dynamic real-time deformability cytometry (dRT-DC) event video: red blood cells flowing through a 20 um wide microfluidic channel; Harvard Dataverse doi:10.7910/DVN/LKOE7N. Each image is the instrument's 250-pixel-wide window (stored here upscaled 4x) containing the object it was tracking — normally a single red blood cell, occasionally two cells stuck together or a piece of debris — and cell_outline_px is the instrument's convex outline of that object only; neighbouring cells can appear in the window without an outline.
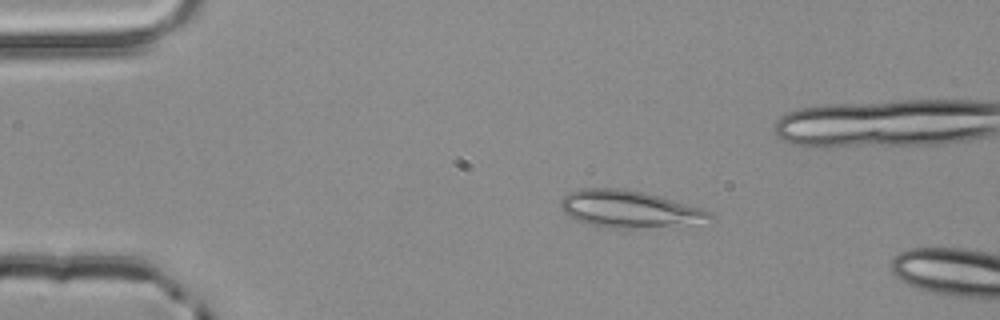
{"species": "common noctule bat (a hibernating species)", "species_latin": "Nyctalus noctula", "temperature_condition": "room temperature", "stored_images_in_passage": 4, "camera_frame_rate_fps": 3000, "um_per_image_px": 0.085, "animal": {"sex": "male", "body_mass_g": 20.4}, "frame": {"image": 1, "passage_image": 2, "time_ms": 0.333, "image_size_px": [1000, 320], "cell_outline_px": [[716, 220], [688, 224], [624, 228], [608, 228], [576, 220], [568, 216], [560, 208], [560, 200], [568, 192], [580, 188], [620, 188], [644, 192], [660, 196], [700, 208], [712, 212], [716, 216]], "centroid_in_image_um": [53.48, 17.76], "position_along_channel_um": 31.5, "area_um2": 32.14}}